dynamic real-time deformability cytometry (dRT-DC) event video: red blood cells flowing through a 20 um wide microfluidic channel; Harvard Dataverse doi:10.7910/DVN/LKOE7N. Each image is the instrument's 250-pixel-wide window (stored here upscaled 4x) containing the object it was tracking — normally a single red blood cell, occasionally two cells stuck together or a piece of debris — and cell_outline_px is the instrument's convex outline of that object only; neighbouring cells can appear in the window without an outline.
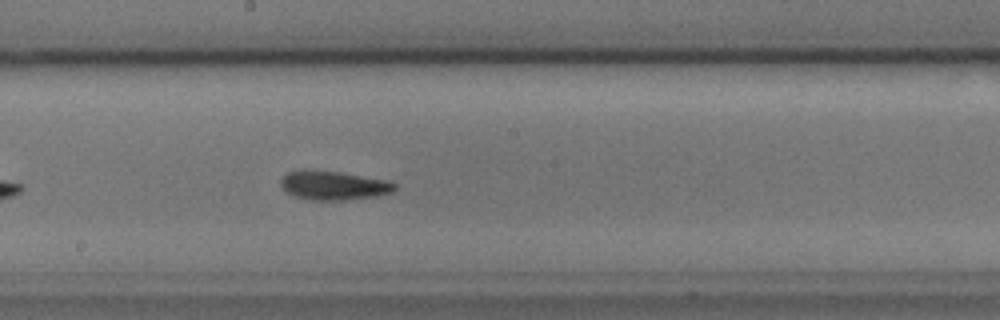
{"species": "common noctule bat (a hibernating species)", "species_latin": "Nyctalus noctula", "temperature_condition": "cold", "stored_images_in_passage": 30, "camera_frame_rate_fps": 3000, "um_per_image_px": 0.085, "animal": {"sex": "male", "body_mass_g": 17.9, "forearm_length_mm": 54.2}, "frame": {"image": 1, "passage_image": 17, "time_ms": 5.333, "image_size_px": [1000, 320], "cell_outline_px": [[396, 188], [392, 192], [376, 196], [344, 200], [312, 200], [296, 196], [284, 192], [280, 184], [280, 180], [288, 172], [300, 168], [308, 168], [340, 172], [388, 180], [396, 184]], "centroid_in_image_um": [28.31, 15.74], "position_along_channel_um": 219.9, "area_um2": 19.59}, "authors_computed_cell_mechanics": {"area_um2": 18.6116, "velocity_mm_per_s": 3.5977, "shape_relaxation_time_tau1_ms": 5.3534, "shape_relaxation_time_tau2_ms": 4.187, "deformation_change_tau1": 0.1413, "deformation_change_tau2": 0.117}}